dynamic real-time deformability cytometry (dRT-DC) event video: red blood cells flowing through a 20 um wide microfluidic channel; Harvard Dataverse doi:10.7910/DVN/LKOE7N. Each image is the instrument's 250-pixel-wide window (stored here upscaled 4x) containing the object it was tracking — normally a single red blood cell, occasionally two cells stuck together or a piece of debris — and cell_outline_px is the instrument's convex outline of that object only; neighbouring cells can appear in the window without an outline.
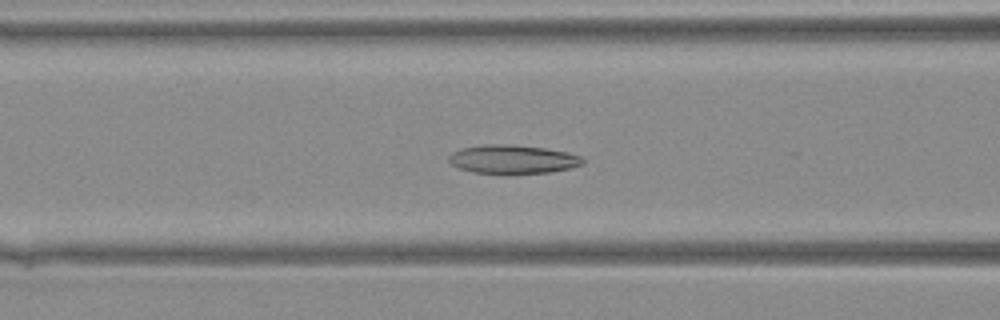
{"species": "Egyptian fruit bat (a non-hibernating species)", "species_latin": "Rousettus aegyptiacus", "temperature_condition": "warm", "stored_images_in_passage": 43, "camera_frame_rate_fps": 3000, "um_per_image_px": 0.085, "animal": {"sex": "female"}, "frame": {"image": 1, "passage_image": 19, "time_ms": 6.0, "image_size_px": [1000, 320], "cell_outline_px": [[584, 164], [572, 168], [548, 172], [472, 172], [460, 168], [452, 164], [448, 160], [448, 156], [452, 152], [460, 148], [484, 144], [504, 144], [544, 148], [564, 152], [580, 156], [584, 160]], "centroid_in_image_um": [43.56, 13.52], "position_along_channel_um": 123.0, "area_um2": 21.85}}
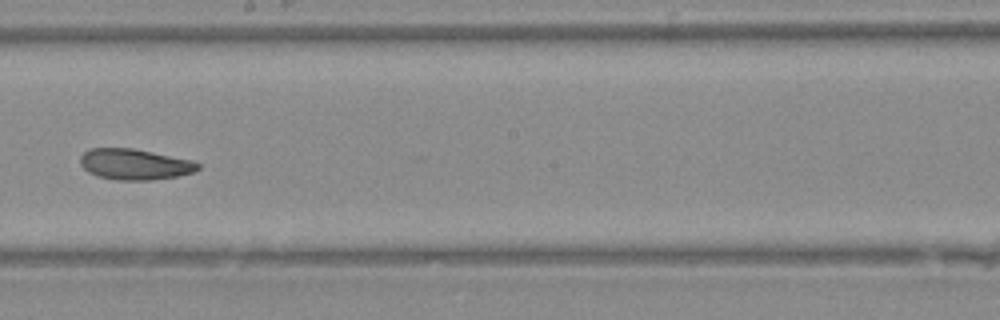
{"frame": {"image": 2, "passage_image": 26, "time_ms": 8.333, "image_size_px": [1000, 320], "cell_outline_px": [[200, 168], [192, 172], [176, 176], [152, 180], [116, 180], [100, 176], [88, 172], [80, 164], [80, 156], [84, 152], [92, 148], [132, 148], [188, 160], [200, 164]], "centroid_in_image_um": [11.4, 13.97], "position_along_channel_um": 236.8, "area_um2": 20.75}}
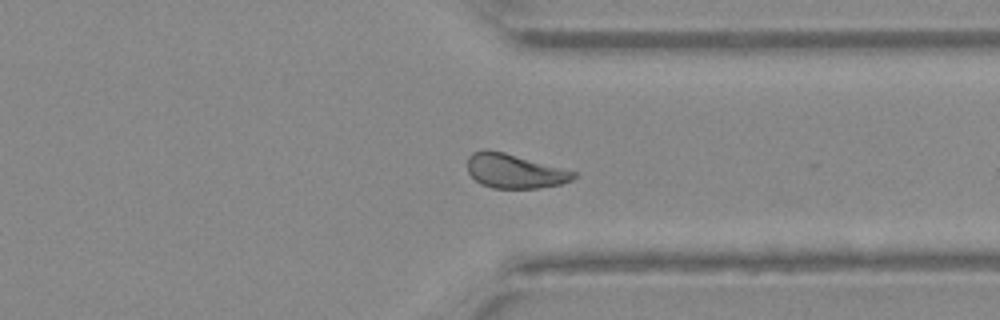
{"frame": {"image": 3, "passage_image": 34, "time_ms": 11.0, "image_size_px": [1000, 320], "cell_outline_px": [[576, 176], [572, 180], [560, 184], [540, 188], [492, 188], [480, 184], [468, 172], [468, 156], [472, 152], [484, 148], [504, 152], [576, 172]], "centroid_in_image_um": [43.7, 14.53], "position_along_channel_um": 367.7, "area_um2": 21.15}}